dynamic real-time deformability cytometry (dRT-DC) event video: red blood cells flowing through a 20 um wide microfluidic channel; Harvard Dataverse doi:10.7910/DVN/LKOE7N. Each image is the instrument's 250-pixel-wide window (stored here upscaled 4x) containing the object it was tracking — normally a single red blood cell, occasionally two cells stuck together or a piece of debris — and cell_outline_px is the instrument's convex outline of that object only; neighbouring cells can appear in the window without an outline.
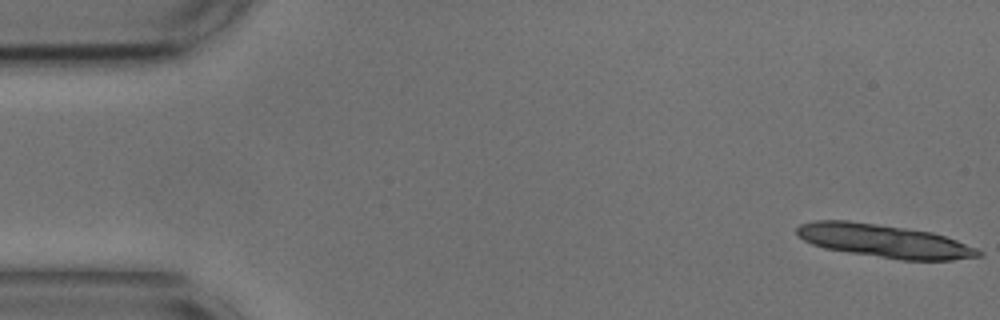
{"species": "common noctule bat (a hibernating species)", "species_latin": "Nyctalus noctula", "temperature_condition": "cold", "stored_images_in_passage": 13, "camera_frame_rate_fps": 3000, "um_per_image_px": 0.085, "animal": {"sex": "male", "body_mass_g": 17.9, "forearm_length_mm": 54.2}, "frame": {"image": 1, "passage_image": 1, "time_ms": 0.0, "image_size_px": [1000, 320], "cell_outline_px": [[984, 256], [952, 260], [900, 260], [848, 252], [824, 248], [812, 244], [796, 236], [796, 228], [800, 224], [816, 220], [848, 220], [932, 232], [956, 240], [976, 248], [984, 252]], "centroid_in_image_um": [75.15, 20.49], "position_along_channel_um": 9.9, "area_um2": 35.08}}